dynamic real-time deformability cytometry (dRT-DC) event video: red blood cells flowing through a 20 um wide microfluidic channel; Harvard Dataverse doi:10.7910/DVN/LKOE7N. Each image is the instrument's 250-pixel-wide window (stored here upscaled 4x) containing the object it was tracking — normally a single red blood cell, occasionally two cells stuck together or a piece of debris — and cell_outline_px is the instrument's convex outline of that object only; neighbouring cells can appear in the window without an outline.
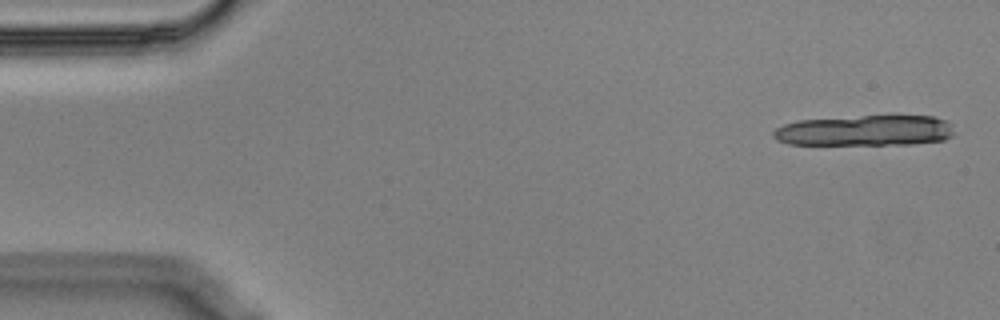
{"species": "Egyptian fruit bat (a non-hibernating species)", "species_latin": "Rousettus aegyptiacus", "temperature_condition": "cold", "stored_images_in_passage": 17, "camera_frame_rate_fps": 3000, "um_per_image_px": 0.085, "animal": {"sex": "male"}, "frame": {"image": 1, "passage_image": 1, "time_ms": 0.0, "image_size_px": [1000, 320], "cell_outline_px": [[952, 136], [944, 140], [912, 144], [788, 144], [776, 140], [772, 136], [772, 132], [776, 128], [784, 124], [796, 120], [860, 116], [932, 116], [948, 120], [952, 124]], "centroid_in_image_um": [73.52, 11.09], "position_along_channel_um": 11.5, "area_um2": 32.43}}